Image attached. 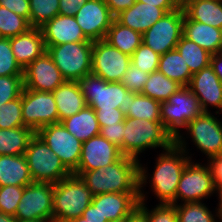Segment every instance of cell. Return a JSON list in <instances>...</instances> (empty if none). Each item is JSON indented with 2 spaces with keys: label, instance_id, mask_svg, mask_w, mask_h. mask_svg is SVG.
I'll use <instances>...</instances> for the list:
<instances>
[{
  "label": "cell",
  "instance_id": "obj_1",
  "mask_svg": "<svg viewBox=\"0 0 222 222\" xmlns=\"http://www.w3.org/2000/svg\"><path fill=\"white\" fill-rule=\"evenodd\" d=\"M186 141L185 136L180 133L175 138V144L165 152L163 150V153L156 158L152 175L147 172V167L139 163V190H143L142 188L146 186L149 179L151 191L153 190L159 203L176 205V192L180 177L186 165L192 160Z\"/></svg>",
  "mask_w": 222,
  "mask_h": 222
},
{
  "label": "cell",
  "instance_id": "obj_2",
  "mask_svg": "<svg viewBox=\"0 0 222 222\" xmlns=\"http://www.w3.org/2000/svg\"><path fill=\"white\" fill-rule=\"evenodd\" d=\"M139 163L122 156L116 162L90 171H75L93 196L102 193H139Z\"/></svg>",
  "mask_w": 222,
  "mask_h": 222
},
{
  "label": "cell",
  "instance_id": "obj_3",
  "mask_svg": "<svg viewBox=\"0 0 222 222\" xmlns=\"http://www.w3.org/2000/svg\"><path fill=\"white\" fill-rule=\"evenodd\" d=\"M123 137L121 153L137 161L140 160L139 155L148 148H161L165 151L175 144V138L162 121L125 118Z\"/></svg>",
  "mask_w": 222,
  "mask_h": 222
},
{
  "label": "cell",
  "instance_id": "obj_4",
  "mask_svg": "<svg viewBox=\"0 0 222 222\" xmlns=\"http://www.w3.org/2000/svg\"><path fill=\"white\" fill-rule=\"evenodd\" d=\"M93 195L83 180L73 173L53 184V220L69 222L82 216Z\"/></svg>",
  "mask_w": 222,
  "mask_h": 222
},
{
  "label": "cell",
  "instance_id": "obj_5",
  "mask_svg": "<svg viewBox=\"0 0 222 222\" xmlns=\"http://www.w3.org/2000/svg\"><path fill=\"white\" fill-rule=\"evenodd\" d=\"M46 52L52 58L67 81L78 79L92 72L93 41L68 42L60 45H45Z\"/></svg>",
  "mask_w": 222,
  "mask_h": 222
},
{
  "label": "cell",
  "instance_id": "obj_6",
  "mask_svg": "<svg viewBox=\"0 0 222 222\" xmlns=\"http://www.w3.org/2000/svg\"><path fill=\"white\" fill-rule=\"evenodd\" d=\"M77 84L87 106L94 110L120 109L126 115L128 90L121 82H106L94 74L78 79Z\"/></svg>",
  "mask_w": 222,
  "mask_h": 222
},
{
  "label": "cell",
  "instance_id": "obj_7",
  "mask_svg": "<svg viewBox=\"0 0 222 222\" xmlns=\"http://www.w3.org/2000/svg\"><path fill=\"white\" fill-rule=\"evenodd\" d=\"M203 112L199 99L188 86H182L167 101L160 103L162 124L174 138L180 134L181 128L184 129Z\"/></svg>",
  "mask_w": 222,
  "mask_h": 222
},
{
  "label": "cell",
  "instance_id": "obj_8",
  "mask_svg": "<svg viewBox=\"0 0 222 222\" xmlns=\"http://www.w3.org/2000/svg\"><path fill=\"white\" fill-rule=\"evenodd\" d=\"M24 155L33 182L55 184L71 174L37 134L31 138Z\"/></svg>",
  "mask_w": 222,
  "mask_h": 222
},
{
  "label": "cell",
  "instance_id": "obj_9",
  "mask_svg": "<svg viewBox=\"0 0 222 222\" xmlns=\"http://www.w3.org/2000/svg\"><path fill=\"white\" fill-rule=\"evenodd\" d=\"M184 15L182 6L165 13L142 34V43L159 55L176 49L183 33Z\"/></svg>",
  "mask_w": 222,
  "mask_h": 222
},
{
  "label": "cell",
  "instance_id": "obj_10",
  "mask_svg": "<svg viewBox=\"0 0 222 222\" xmlns=\"http://www.w3.org/2000/svg\"><path fill=\"white\" fill-rule=\"evenodd\" d=\"M194 163L186 165L180 177L176 192V204L204 202L212 194L217 193L209 166Z\"/></svg>",
  "mask_w": 222,
  "mask_h": 222
},
{
  "label": "cell",
  "instance_id": "obj_11",
  "mask_svg": "<svg viewBox=\"0 0 222 222\" xmlns=\"http://www.w3.org/2000/svg\"><path fill=\"white\" fill-rule=\"evenodd\" d=\"M36 134L59 157L70 173L77 170L83 142L72 135L61 122L43 126Z\"/></svg>",
  "mask_w": 222,
  "mask_h": 222
},
{
  "label": "cell",
  "instance_id": "obj_12",
  "mask_svg": "<svg viewBox=\"0 0 222 222\" xmlns=\"http://www.w3.org/2000/svg\"><path fill=\"white\" fill-rule=\"evenodd\" d=\"M22 116L24 126L35 133L43 126L59 123V115L52 92L22 91Z\"/></svg>",
  "mask_w": 222,
  "mask_h": 222
},
{
  "label": "cell",
  "instance_id": "obj_13",
  "mask_svg": "<svg viewBox=\"0 0 222 222\" xmlns=\"http://www.w3.org/2000/svg\"><path fill=\"white\" fill-rule=\"evenodd\" d=\"M21 220H53V184L32 182L24 192L15 213Z\"/></svg>",
  "mask_w": 222,
  "mask_h": 222
},
{
  "label": "cell",
  "instance_id": "obj_14",
  "mask_svg": "<svg viewBox=\"0 0 222 222\" xmlns=\"http://www.w3.org/2000/svg\"><path fill=\"white\" fill-rule=\"evenodd\" d=\"M92 74L106 82H121L131 64V56L122 53L105 39L93 41Z\"/></svg>",
  "mask_w": 222,
  "mask_h": 222
},
{
  "label": "cell",
  "instance_id": "obj_15",
  "mask_svg": "<svg viewBox=\"0 0 222 222\" xmlns=\"http://www.w3.org/2000/svg\"><path fill=\"white\" fill-rule=\"evenodd\" d=\"M212 114L203 112L184 128L197 149L209 159L222 154V122Z\"/></svg>",
  "mask_w": 222,
  "mask_h": 222
},
{
  "label": "cell",
  "instance_id": "obj_16",
  "mask_svg": "<svg viewBox=\"0 0 222 222\" xmlns=\"http://www.w3.org/2000/svg\"><path fill=\"white\" fill-rule=\"evenodd\" d=\"M74 17L84 35L91 41L105 39L115 18L104 0H88Z\"/></svg>",
  "mask_w": 222,
  "mask_h": 222
},
{
  "label": "cell",
  "instance_id": "obj_17",
  "mask_svg": "<svg viewBox=\"0 0 222 222\" xmlns=\"http://www.w3.org/2000/svg\"><path fill=\"white\" fill-rule=\"evenodd\" d=\"M24 88L53 92L65 79L52 58L45 52L23 69Z\"/></svg>",
  "mask_w": 222,
  "mask_h": 222
},
{
  "label": "cell",
  "instance_id": "obj_18",
  "mask_svg": "<svg viewBox=\"0 0 222 222\" xmlns=\"http://www.w3.org/2000/svg\"><path fill=\"white\" fill-rule=\"evenodd\" d=\"M122 156L118 146L99 134L83 142L81 158L76 171L96 170L116 162Z\"/></svg>",
  "mask_w": 222,
  "mask_h": 222
},
{
  "label": "cell",
  "instance_id": "obj_19",
  "mask_svg": "<svg viewBox=\"0 0 222 222\" xmlns=\"http://www.w3.org/2000/svg\"><path fill=\"white\" fill-rule=\"evenodd\" d=\"M188 88L199 99L204 112L214 107L217 109L215 114L222 113V82L210 65L192 75Z\"/></svg>",
  "mask_w": 222,
  "mask_h": 222
},
{
  "label": "cell",
  "instance_id": "obj_20",
  "mask_svg": "<svg viewBox=\"0 0 222 222\" xmlns=\"http://www.w3.org/2000/svg\"><path fill=\"white\" fill-rule=\"evenodd\" d=\"M140 201L139 193H102L93 196L91 203L108 221L120 220L130 216Z\"/></svg>",
  "mask_w": 222,
  "mask_h": 222
},
{
  "label": "cell",
  "instance_id": "obj_21",
  "mask_svg": "<svg viewBox=\"0 0 222 222\" xmlns=\"http://www.w3.org/2000/svg\"><path fill=\"white\" fill-rule=\"evenodd\" d=\"M40 30L45 45L91 41L84 35L74 16L58 14L52 20L45 22Z\"/></svg>",
  "mask_w": 222,
  "mask_h": 222
},
{
  "label": "cell",
  "instance_id": "obj_22",
  "mask_svg": "<svg viewBox=\"0 0 222 222\" xmlns=\"http://www.w3.org/2000/svg\"><path fill=\"white\" fill-rule=\"evenodd\" d=\"M10 45L16 62L25 69L36 58L46 52L44 38L39 27L10 38Z\"/></svg>",
  "mask_w": 222,
  "mask_h": 222
},
{
  "label": "cell",
  "instance_id": "obj_23",
  "mask_svg": "<svg viewBox=\"0 0 222 222\" xmlns=\"http://www.w3.org/2000/svg\"><path fill=\"white\" fill-rule=\"evenodd\" d=\"M165 13L160 7L136 1L114 19L121 25L143 34Z\"/></svg>",
  "mask_w": 222,
  "mask_h": 222
},
{
  "label": "cell",
  "instance_id": "obj_24",
  "mask_svg": "<svg viewBox=\"0 0 222 222\" xmlns=\"http://www.w3.org/2000/svg\"><path fill=\"white\" fill-rule=\"evenodd\" d=\"M182 35L194 41L210 54L222 52V29L193 21L186 14L184 15Z\"/></svg>",
  "mask_w": 222,
  "mask_h": 222
},
{
  "label": "cell",
  "instance_id": "obj_25",
  "mask_svg": "<svg viewBox=\"0 0 222 222\" xmlns=\"http://www.w3.org/2000/svg\"><path fill=\"white\" fill-rule=\"evenodd\" d=\"M59 115V122L77 114L87 106L86 100L76 81L65 80L52 92Z\"/></svg>",
  "mask_w": 222,
  "mask_h": 222
},
{
  "label": "cell",
  "instance_id": "obj_26",
  "mask_svg": "<svg viewBox=\"0 0 222 222\" xmlns=\"http://www.w3.org/2000/svg\"><path fill=\"white\" fill-rule=\"evenodd\" d=\"M33 182L25 155H0V187Z\"/></svg>",
  "mask_w": 222,
  "mask_h": 222
},
{
  "label": "cell",
  "instance_id": "obj_27",
  "mask_svg": "<svg viewBox=\"0 0 222 222\" xmlns=\"http://www.w3.org/2000/svg\"><path fill=\"white\" fill-rule=\"evenodd\" d=\"M62 125L78 140H86L100 134V127L96 118L95 110L86 106L77 114L61 121Z\"/></svg>",
  "mask_w": 222,
  "mask_h": 222
},
{
  "label": "cell",
  "instance_id": "obj_28",
  "mask_svg": "<svg viewBox=\"0 0 222 222\" xmlns=\"http://www.w3.org/2000/svg\"><path fill=\"white\" fill-rule=\"evenodd\" d=\"M183 9L191 20L222 29V0H190Z\"/></svg>",
  "mask_w": 222,
  "mask_h": 222
},
{
  "label": "cell",
  "instance_id": "obj_29",
  "mask_svg": "<svg viewBox=\"0 0 222 222\" xmlns=\"http://www.w3.org/2000/svg\"><path fill=\"white\" fill-rule=\"evenodd\" d=\"M35 134L31 128L26 126L0 129V155H24Z\"/></svg>",
  "mask_w": 222,
  "mask_h": 222
},
{
  "label": "cell",
  "instance_id": "obj_30",
  "mask_svg": "<svg viewBox=\"0 0 222 222\" xmlns=\"http://www.w3.org/2000/svg\"><path fill=\"white\" fill-rule=\"evenodd\" d=\"M158 71L181 86H188L193 75L177 49L160 55Z\"/></svg>",
  "mask_w": 222,
  "mask_h": 222
},
{
  "label": "cell",
  "instance_id": "obj_31",
  "mask_svg": "<svg viewBox=\"0 0 222 222\" xmlns=\"http://www.w3.org/2000/svg\"><path fill=\"white\" fill-rule=\"evenodd\" d=\"M125 118L161 121L160 102L141 93L128 91V103Z\"/></svg>",
  "mask_w": 222,
  "mask_h": 222
},
{
  "label": "cell",
  "instance_id": "obj_32",
  "mask_svg": "<svg viewBox=\"0 0 222 222\" xmlns=\"http://www.w3.org/2000/svg\"><path fill=\"white\" fill-rule=\"evenodd\" d=\"M105 40L122 53L131 56L142 44V34L121 25L114 19Z\"/></svg>",
  "mask_w": 222,
  "mask_h": 222
},
{
  "label": "cell",
  "instance_id": "obj_33",
  "mask_svg": "<svg viewBox=\"0 0 222 222\" xmlns=\"http://www.w3.org/2000/svg\"><path fill=\"white\" fill-rule=\"evenodd\" d=\"M181 87L176 81L169 79L159 71H155L149 74L141 94L161 103L167 101Z\"/></svg>",
  "mask_w": 222,
  "mask_h": 222
},
{
  "label": "cell",
  "instance_id": "obj_34",
  "mask_svg": "<svg viewBox=\"0 0 222 222\" xmlns=\"http://www.w3.org/2000/svg\"><path fill=\"white\" fill-rule=\"evenodd\" d=\"M176 49L184 58L192 74L210 65L212 54L198 46L194 41L185 38L183 35L176 45Z\"/></svg>",
  "mask_w": 222,
  "mask_h": 222
},
{
  "label": "cell",
  "instance_id": "obj_35",
  "mask_svg": "<svg viewBox=\"0 0 222 222\" xmlns=\"http://www.w3.org/2000/svg\"><path fill=\"white\" fill-rule=\"evenodd\" d=\"M178 222H218V210L215 215L203 202L176 204Z\"/></svg>",
  "mask_w": 222,
  "mask_h": 222
},
{
  "label": "cell",
  "instance_id": "obj_36",
  "mask_svg": "<svg viewBox=\"0 0 222 222\" xmlns=\"http://www.w3.org/2000/svg\"><path fill=\"white\" fill-rule=\"evenodd\" d=\"M29 23L32 27H41L59 14V0H29Z\"/></svg>",
  "mask_w": 222,
  "mask_h": 222
},
{
  "label": "cell",
  "instance_id": "obj_37",
  "mask_svg": "<svg viewBox=\"0 0 222 222\" xmlns=\"http://www.w3.org/2000/svg\"><path fill=\"white\" fill-rule=\"evenodd\" d=\"M30 28L32 26L26 18L0 6V37L12 38L28 31Z\"/></svg>",
  "mask_w": 222,
  "mask_h": 222
},
{
  "label": "cell",
  "instance_id": "obj_38",
  "mask_svg": "<svg viewBox=\"0 0 222 222\" xmlns=\"http://www.w3.org/2000/svg\"><path fill=\"white\" fill-rule=\"evenodd\" d=\"M144 190H139L140 201L138 208L147 216L148 222H178L176 206L174 204L159 203L149 210Z\"/></svg>",
  "mask_w": 222,
  "mask_h": 222
},
{
  "label": "cell",
  "instance_id": "obj_39",
  "mask_svg": "<svg viewBox=\"0 0 222 222\" xmlns=\"http://www.w3.org/2000/svg\"><path fill=\"white\" fill-rule=\"evenodd\" d=\"M24 126L22 116V94L20 97L0 106V129Z\"/></svg>",
  "mask_w": 222,
  "mask_h": 222
},
{
  "label": "cell",
  "instance_id": "obj_40",
  "mask_svg": "<svg viewBox=\"0 0 222 222\" xmlns=\"http://www.w3.org/2000/svg\"><path fill=\"white\" fill-rule=\"evenodd\" d=\"M160 55L150 47L141 44L131 55V64L146 73L158 71Z\"/></svg>",
  "mask_w": 222,
  "mask_h": 222
},
{
  "label": "cell",
  "instance_id": "obj_41",
  "mask_svg": "<svg viewBox=\"0 0 222 222\" xmlns=\"http://www.w3.org/2000/svg\"><path fill=\"white\" fill-rule=\"evenodd\" d=\"M0 76H23V69L11 49L10 38L0 37Z\"/></svg>",
  "mask_w": 222,
  "mask_h": 222
},
{
  "label": "cell",
  "instance_id": "obj_42",
  "mask_svg": "<svg viewBox=\"0 0 222 222\" xmlns=\"http://www.w3.org/2000/svg\"><path fill=\"white\" fill-rule=\"evenodd\" d=\"M24 187L12 185L0 187V212L15 217Z\"/></svg>",
  "mask_w": 222,
  "mask_h": 222
},
{
  "label": "cell",
  "instance_id": "obj_43",
  "mask_svg": "<svg viewBox=\"0 0 222 222\" xmlns=\"http://www.w3.org/2000/svg\"><path fill=\"white\" fill-rule=\"evenodd\" d=\"M23 76H0V106L21 96Z\"/></svg>",
  "mask_w": 222,
  "mask_h": 222
},
{
  "label": "cell",
  "instance_id": "obj_44",
  "mask_svg": "<svg viewBox=\"0 0 222 222\" xmlns=\"http://www.w3.org/2000/svg\"><path fill=\"white\" fill-rule=\"evenodd\" d=\"M148 77L149 73L143 72L133 64H130L121 78V83L128 91L137 94L142 92Z\"/></svg>",
  "mask_w": 222,
  "mask_h": 222
},
{
  "label": "cell",
  "instance_id": "obj_45",
  "mask_svg": "<svg viewBox=\"0 0 222 222\" xmlns=\"http://www.w3.org/2000/svg\"><path fill=\"white\" fill-rule=\"evenodd\" d=\"M100 135L109 142L114 143L121 148L124 140V121L116 123V125H107L100 128Z\"/></svg>",
  "mask_w": 222,
  "mask_h": 222
},
{
  "label": "cell",
  "instance_id": "obj_46",
  "mask_svg": "<svg viewBox=\"0 0 222 222\" xmlns=\"http://www.w3.org/2000/svg\"><path fill=\"white\" fill-rule=\"evenodd\" d=\"M95 112L100 128L107 125H116V123L123 122L125 120V115L117 108L95 110Z\"/></svg>",
  "mask_w": 222,
  "mask_h": 222
},
{
  "label": "cell",
  "instance_id": "obj_47",
  "mask_svg": "<svg viewBox=\"0 0 222 222\" xmlns=\"http://www.w3.org/2000/svg\"><path fill=\"white\" fill-rule=\"evenodd\" d=\"M0 6L13 11L15 14L24 17L29 21V0H0Z\"/></svg>",
  "mask_w": 222,
  "mask_h": 222
},
{
  "label": "cell",
  "instance_id": "obj_48",
  "mask_svg": "<svg viewBox=\"0 0 222 222\" xmlns=\"http://www.w3.org/2000/svg\"><path fill=\"white\" fill-rule=\"evenodd\" d=\"M207 162L215 188L219 189L222 187V154L208 159Z\"/></svg>",
  "mask_w": 222,
  "mask_h": 222
},
{
  "label": "cell",
  "instance_id": "obj_49",
  "mask_svg": "<svg viewBox=\"0 0 222 222\" xmlns=\"http://www.w3.org/2000/svg\"><path fill=\"white\" fill-rule=\"evenodd\" d=\"M88 0H59V14L74 16L78 9Z\"/></svg>",
  "mask_w": 222,
  "mask_h": 222
},
{
  "label": "cell",
  "instance_id": "obj_50",
  "mask_svg": "<svg viewBox=\"0 0 222 222\" xmlns=\"http://www.w3.org/2000/svg\"><path fill=\"white\" fill-rule=\"evenodd\" d=\"M111 14L115 17L120 12L130 8L137 0H104Z\"/></svg>",
  "mask_w": 222,
  "mask_h": 222
},
{
  "label": "cell",
  "instance_id": "obj_51",
  "mask_svg": "<svg viewBox=\"0 0 222 222\" xmlns=\"http://www.w3.org/2000/svg\"><path fill=\"white\" fill-rule=\"evenodd\" d=\"M149 5L162 8L166 13L178 9L181 5L178 0H137Z\"/></svg>",
  "mask_w": 222,
  "mask_h": 222
},
{
  "label": "cell",
  "instance_id": "obj_52",
  "mask_svg": "<svg viewBox=\"0 0 222 222\" xmlns=\"http://www.w3.org/2000/svg\"><path fill=\"white\" fill-rule=\"evenodd\" d=\"M82 217L88 222H108L107 219H103L98 209L91 203L83 212Z\"/></svg>",
  "mask_w": 222,
  "mask_h": 222
},
{
  "label": "cell",
  "instance_id": "obj_53",
  "mask_svg": "<svg viewBox=\"0 0 222 222\" xmlns=\"http://www.w3.org/2000/svg\"><path fill=\"white\" fill-rule=\"evenodd\" d=\"M210 66L222 82V52L211 55Z\"/></svg>",
  "mask_w": 222,
  "mask_h": 222
},
{
  "label": "cell",
  "instance_id": "obj_54",
  "mask_svg": "<svg viewBox=\"0 0 222 222\" xmlns=\"http://www.w3.org/2000/svg\"><path fill=\"white\" fill-rule=\"evenodd\" d=\"M127 222H148L147 216L137 208L130 216L127 217Z\"/></svg>",
  "mask_w": 222,
  "mask_h": 222
},
{
  "label": "cell",
  "instance_id": "obj_55",
  "mask_svg": "<svg viewBox=\"0 0 222 222\" xmlns=\"http://www.w3.org/2000/svg\"><path fill=\"white\" fill-rule=\"evenodd\" d=\"M217 195L218 197V208L216 207V209L218 210V214H219V222H222V187L217 189Z\"/></svg>",
  "mask_w": 222,
  "mask_h": 222
},
{
  "label": "cell",
  "instance_id": "obj_56",
  "mask_svg": "<svg viewBox=\"0 0 222 222\" xmlns=\"http://www.w3.org/2000/svg\"><path fill=\"white\" fill-rule=\"evenodd\" d=\"M0 222H16V218L0 212Z\"/></svg>",
  "mask_w": 222,
  "mask_h": 222
},
{
  "label": "cell",
  "instance_id": "obj_57",
  "mask_svg": "<svg viewBox=\"0 0 222 222\" xmlns=\"http://www.w3.org/2000/svg\"><path fill=\"white\" fill-rule=\"evenodd\" d=\"M16 222H55L54 220H21V219H16Z\"/></svg>",
  "mask_w": 222,
  "mask_h": 222
},
{
  "label": "cell",
  "instance_id": "obj_58",
  "mask_svg": "<svg viewBox=\"0 0 222 222\" xmlns=\"http://www.w3.org/2000/svg\"><path fill=\"white\" fill-rule=\"evenodd\" d=\"M69 222H88V221H86L84 217L80 216L78 218L70 220Z\"/></svg>",
  "mask_w": 222,
  "mask_h": 222
},
{
  "label": "cell",
  "instance_id": "obj_59",
  "mask_svg": "<svg viewBox=\"0 0 222 222\" xmlns=\"http://www.w3.org/2000/svg\"><path fill=\"white\" fill-rule=\"evenodd\" d=\"M108 222H127V217L120 219V220H112V221H108Z\"/></svg>",
  "mask_w": 222,
  "mask_h": 222
},
{
  "label": "cell",
  "instance_id": "obj_60",
  "mask_svg": "<svg viewBox=\"0 0 222 222\" xmlns=\"http://www.w3.org/2000/svg\"><path fill=\"white\" fill-rule=\"evenodd\" d=\"M188 1H190V0H181L180 5L183 7Z\"/></svg>",
  "mask_w": 222,
  "mask_h": 222
}]
</instances>
